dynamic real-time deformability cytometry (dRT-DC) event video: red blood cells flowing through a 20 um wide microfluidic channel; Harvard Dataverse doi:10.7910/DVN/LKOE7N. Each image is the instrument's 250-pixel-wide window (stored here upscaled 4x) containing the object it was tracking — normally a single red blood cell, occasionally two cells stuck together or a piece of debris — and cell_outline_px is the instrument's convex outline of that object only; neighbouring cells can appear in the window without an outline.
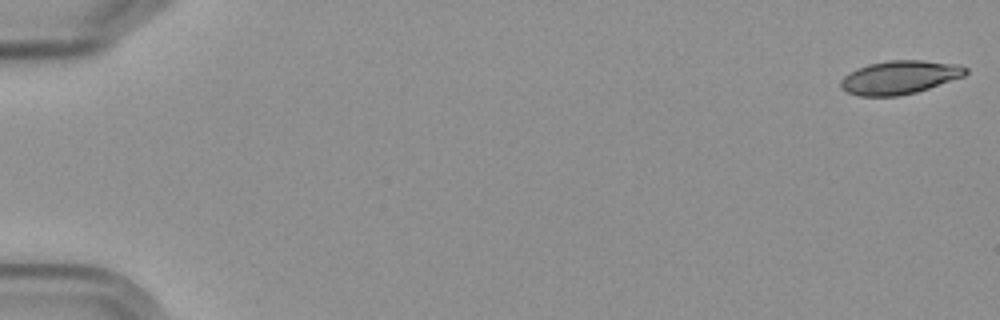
{"species": "Egyptian fruit bat (a non-hibernating species)", "species_latin": "Rousettus aegyptiacus", "temperature_condition": "cold", "stored_images_in_passage": 5, "camera_frame_rate_fps": 3000, "um_per_image_px": 0.085, "frame": {"image": 1, "passage_image": 1, "time_ms": 0.0, "image_size_px": [1000, 320], "cell_outline_px": [[968, 72], [964, 76], [916, 92], [896, 96], [860, 96], [848, 92], [840, 88], [840, 80], [844, 76], [856, 68], [868, 64], [888, 60], [924, 60], [960, 64], [968, 68]], "centroid_in_image_um": [76.47, 6.56], "position_along_channel_um": 8.5, "area_um2": 24.45}}
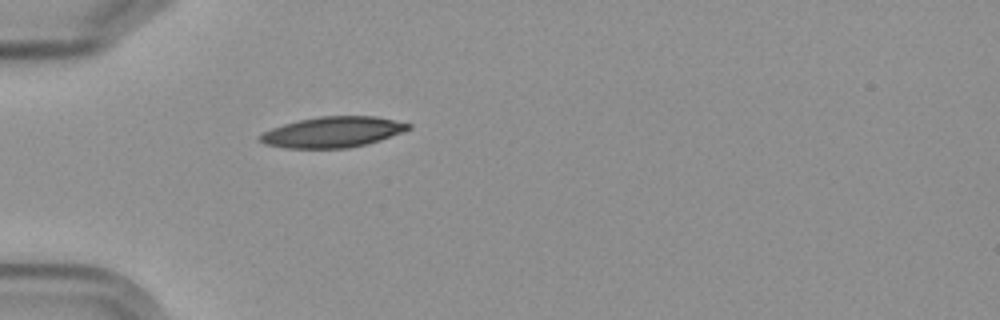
{"frame": {"image": 2, "passage_image": 5, "time_ms": 5.667, "image_size_px": [1000, 320], "cell_outline_px": [[412, 128], [380, 140], [348, 148], [284, 148], [264, 144], [256, 136], [272, 128], [284, 124], [300, 120], [320, 116], [376, 116], [412, 124]], "centroid_in_image_um": [28.26, 11.22], "position_along_channel_um": 56.7, "area_um2": 26.41}}